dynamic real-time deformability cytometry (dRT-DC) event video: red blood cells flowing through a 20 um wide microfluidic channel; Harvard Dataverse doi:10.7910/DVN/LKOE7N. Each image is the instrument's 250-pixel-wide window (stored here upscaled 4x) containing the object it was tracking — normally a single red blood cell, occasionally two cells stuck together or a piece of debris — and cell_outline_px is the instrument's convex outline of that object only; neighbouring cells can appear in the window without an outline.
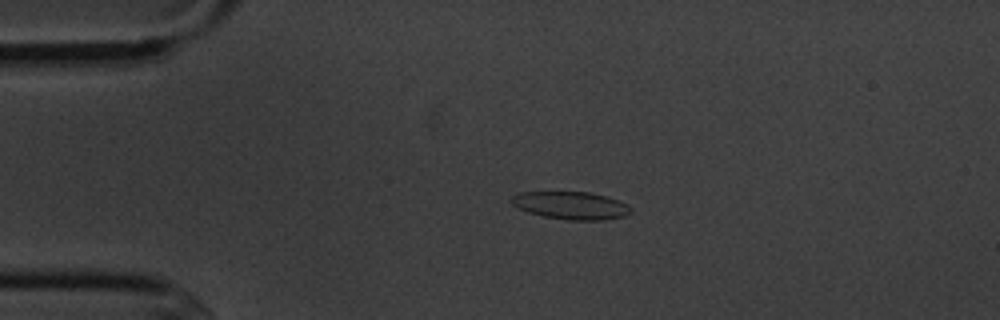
{"species": "common noctule bat (a hibernating species)", "species_latin": "Nyctalus noctula", "temperature_condition": "cold", "stored_images_in_passage": 4, "camera_frame_rate_fps": 3000, "um_per_image_px": 0.085, "animal": {"sex": "male", "body_mass_g": 20.1, "forearm_length_mm": 53.5}, "frame": {"image": 1, "passage_image": 3, "time_ms": 2.333, "image_size_px": [1000, 320], "cell_outline_px": [[632, 212], [624, 216], [604, 220], [568, 220], [544, 216], [528, 212], [512, 204], [512, 196], [520, 192], [592, 192], [608, 196], [628, 204], [632, 208]], "centroid_in_image_um": [48.59, 17.46], "position_along_channel_um": 36.4, "area_um2": 19.31}}